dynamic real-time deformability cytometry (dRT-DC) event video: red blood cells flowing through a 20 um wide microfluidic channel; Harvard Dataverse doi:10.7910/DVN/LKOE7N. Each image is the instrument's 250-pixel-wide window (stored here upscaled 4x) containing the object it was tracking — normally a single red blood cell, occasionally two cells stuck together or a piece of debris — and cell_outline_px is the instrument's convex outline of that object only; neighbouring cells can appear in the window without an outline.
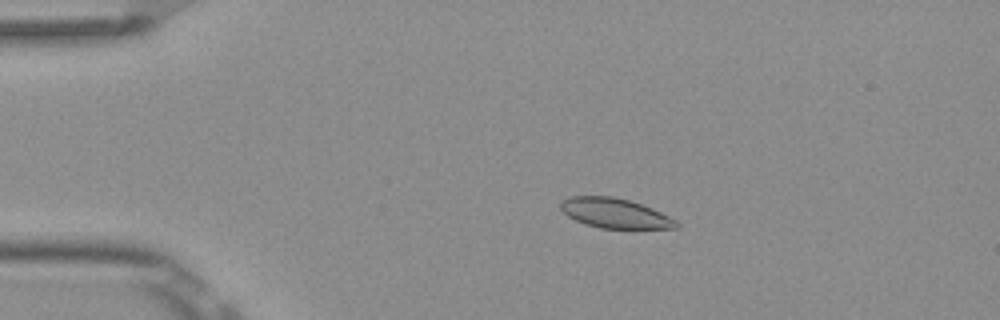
{"species": "Egyptian fruit bat (a non-hibernating species)", "species_latin": "Rousettus aegyptiacus", "temperature_condition": "room temperature", "stored_images_in_passage": 8, "camera_frame_rate_fps": 3000, "um_per_image_px": 0.085, "frame": {"image": 1, "passage_image": 3, "time_ms": 0.667, "image_size_px": [1000, 320], "cell_outline_px": [[680, 228], [600, 228], [576, 220], [568, 216], [560, 208], [560, 200], [572, 196], [612, 196], [628, 200], [652, 208], [676, 220], [680, 224]], "centroid_in_image_um": [52.27, 18.12], "position_along_channel_um": 32.7, "area_um2": 19.88}}
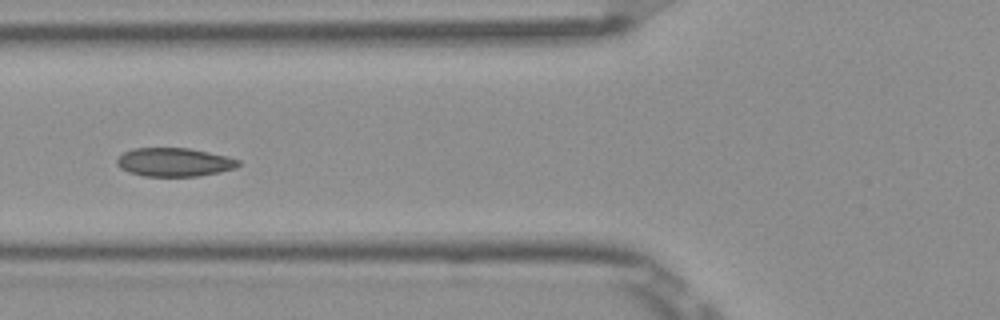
{"frame": {"image": 2, "passage_image": 6, "time_ms": 1.667, "image_size_px": [1000, 320], "cell_outline_px": [[240, 164], [236, 168], [220, 172], [200, 176], [144, 176], [128, 172], [120, 168], [116, 164], [116, 160], [124, 152], [132, 148], [188, 148], [228, 156], [240, 160]], "centroid_in_image_um": [14.82, 13.79], "position_along_channel_um": 111.0, "area_um2": 20.35}}
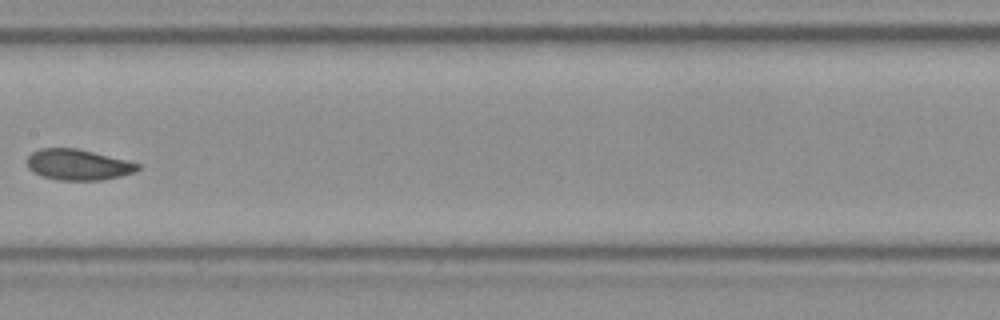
{"frame": {"image": 3, "passage_image": 8, "time_ms": 2.333, "image_size_px": [1000, 320], "cell_outline_px": [[140, 168], [136, 172], [120, 176], [100, 180], [60, 180], [44, 176], [32, 172], [28, 168], [28, 156], [32, 152], [40, 148], [76, 148], [128, 160], [140, 164]], "centroid_in_image_um": [6.65, 13.99], "position_along_channel_um": 200.7, "area_um2": 19.83}}